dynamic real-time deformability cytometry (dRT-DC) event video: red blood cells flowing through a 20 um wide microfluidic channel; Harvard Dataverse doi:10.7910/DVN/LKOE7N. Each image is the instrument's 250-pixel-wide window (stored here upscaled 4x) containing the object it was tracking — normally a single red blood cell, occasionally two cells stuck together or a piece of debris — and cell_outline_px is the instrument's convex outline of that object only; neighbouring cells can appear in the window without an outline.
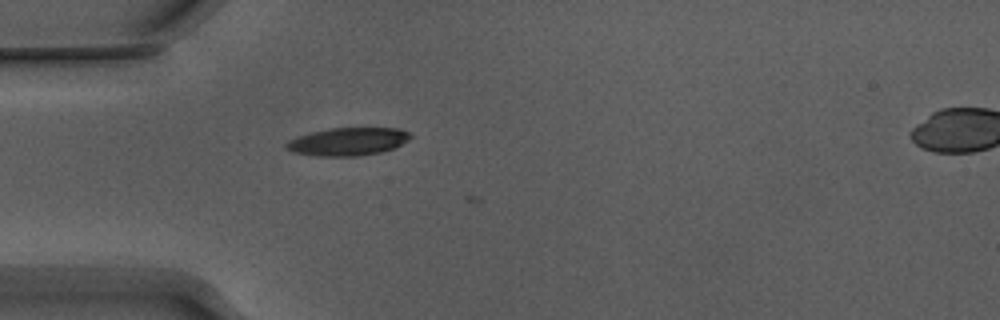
{"species": "Egyptian fruit bat (a non-hibernating species)", "species_latin": "Rousettus aegyptiacus", "temperature_condition": "warm", "stored_images_in_passage": 2, "camera_frame_rate_fps": 3000, "um_per_image_px": 0.085, "animal": {"sex": "male"}, "frame": {"image": 1, "passage_image": 1, "time_ms": 0.0, "image_size_px": [1000, 320], "cell_outline_px": [[412, 136], [408, 140], [392, 148], [380, 152], [360, 156], [316, 156], [292, 152], [284, 144], [288, 140], [312, 132], [328, 128], [400, 128], [408, 132]], "centroid_in_image_um": [29.56, 12.03], "position_along_channel_um": 55.4, "area_um2": 20.06}}